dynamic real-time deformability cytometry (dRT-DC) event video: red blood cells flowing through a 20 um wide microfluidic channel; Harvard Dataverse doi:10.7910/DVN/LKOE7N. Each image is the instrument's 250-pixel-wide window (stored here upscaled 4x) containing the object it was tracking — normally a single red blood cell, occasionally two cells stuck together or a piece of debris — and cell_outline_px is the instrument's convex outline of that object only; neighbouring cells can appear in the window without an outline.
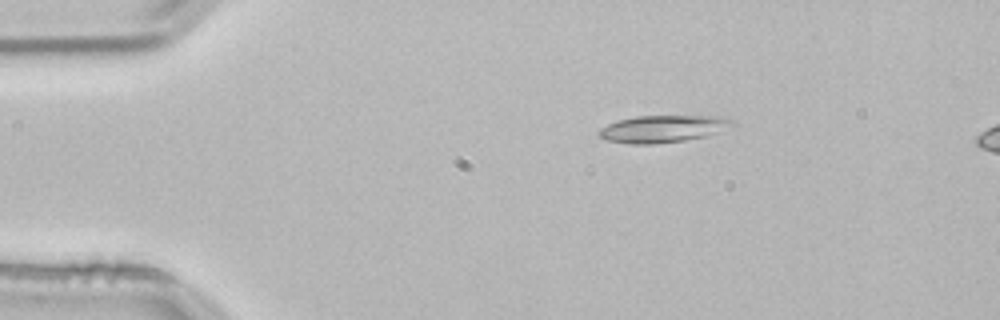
{"species": "common noctule bat (a hibernating species)", "species_latin": "Nyctalus noctula", "temperature_condition": "room temperature", "stored_images_in_passage": 36, "camera_frame_rate_fps": 3000, "um_per_image_px": 0.085, "animal": {"sex": "male", "body_mass_g": 21.5, "forearm_length_mm": 52.0}, "frame": {"image": 1, "passage_image": 3, "time_ms": 0.667, "image_size_px": [1000, 320], "cell_outline_px": [[736, 124], [704, 136], [684, 140], [652, 144], [628, 144], [604, 140], [596, 132], [600, 128], [616, 120], [636, 116], [716, 116], [732, 120]], "centroid_in_image_um": [56.24, 10.95], "position_along_channel_um": 28.8, "area_um2": 20.92}}
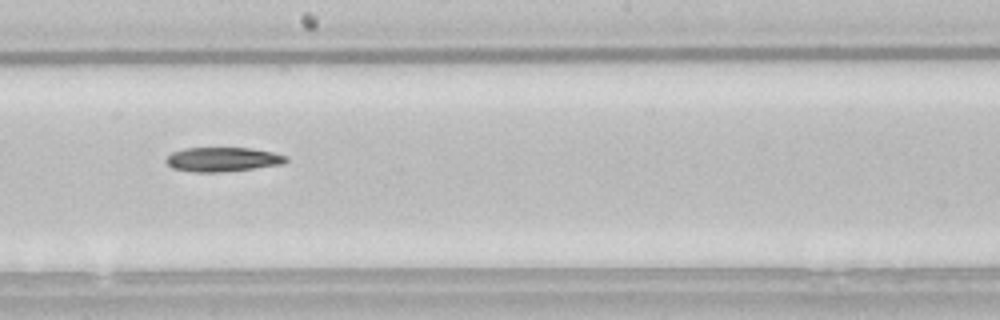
{"frame": {"image": 2, "passage_image": 23, "time_ms": 7.333, "image_size_px": [1000, 320], "cell_outline_px": [[288, 160], [284, 164], [220, 172], [196, 172], [172, 168], [164, 160], [172, 152], [184, 148], [252, 148], [272, 152], [288, 156]], "centroid_in_image_um": [18.93, 13.54], "position_along_channel_um": 229.3, "area_um2": 16.94}}
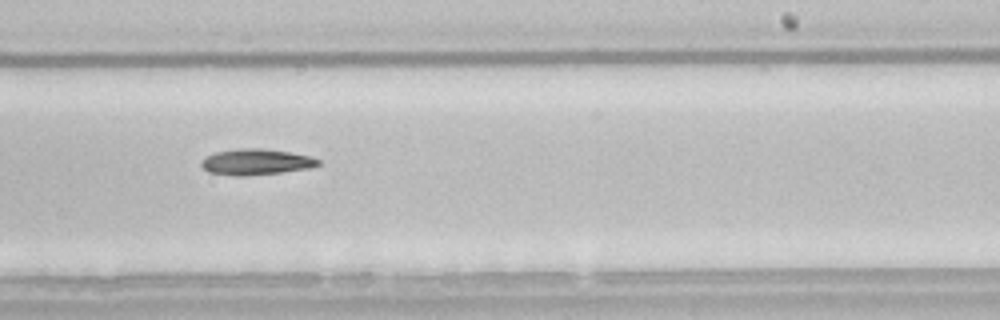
{"frame": {"image": 3, "passage_image": 26, "time_ms": 8.333, "image_size_px": [1000, 320], "cell_outline_px": [[320, 164], [312, 168], [280, 172], [244, 176], [232, 176], [208, 172], [200, 164], [200, 160], [204, 156], [216, 152], [236, 148], [264, 148], [288, 152], [308, 156], [320, 160]], "centroid_in_image_um": [21.71, 13.76], "position_along_channel_um": 267.3, "area_um2": 17.8}, "authors_computed_cell_mechanics": {"area_um2": 17.7446, "velocity_mm_per_s": 3.8275, "shape_relaxation_time_tau1_ms": 3.4859, "shape_relaxation_time_tau2_ms": null, "deformation_change_tau1": 0.0833, "deformation_change_tau2": null}}